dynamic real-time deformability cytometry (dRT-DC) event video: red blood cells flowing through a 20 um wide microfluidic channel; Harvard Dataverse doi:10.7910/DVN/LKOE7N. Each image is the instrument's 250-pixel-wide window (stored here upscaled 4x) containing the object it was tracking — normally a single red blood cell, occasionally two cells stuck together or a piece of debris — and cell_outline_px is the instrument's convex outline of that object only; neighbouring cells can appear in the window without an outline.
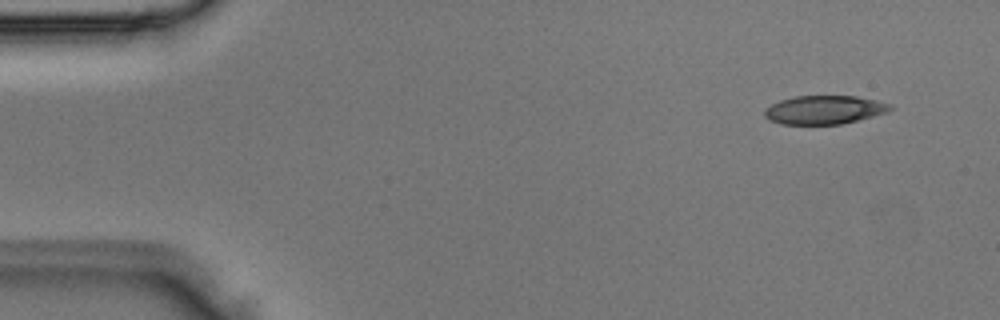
{"species": "Egyptian fruit bat (a non-hibernating species)", "species_latin": "Rousettus aegyptiacus", "temperature_condition": "room temperature", "stored_images_in_passage": 3, "camera_frame_rate_fps": 3000, "um_per_image_px": 0.085, "animal": {"sex": "male"}, "frame": {"image": 1, "passage_image": 1, "time_ms": 0.0, "image_size_px": [1000, 320], "cell_outline_px": [[892, 108], [888, 112], [840, 124], [780, 124], [768, 120], [764, 116], [764, 108], [780, 100], [796, 96], [856, 96], [876, 100], [892, 104]], "centroid_in_image_um": [70.04, 9.33], "position_along_channel_um": 15.0, "area_um2": 20.92}}